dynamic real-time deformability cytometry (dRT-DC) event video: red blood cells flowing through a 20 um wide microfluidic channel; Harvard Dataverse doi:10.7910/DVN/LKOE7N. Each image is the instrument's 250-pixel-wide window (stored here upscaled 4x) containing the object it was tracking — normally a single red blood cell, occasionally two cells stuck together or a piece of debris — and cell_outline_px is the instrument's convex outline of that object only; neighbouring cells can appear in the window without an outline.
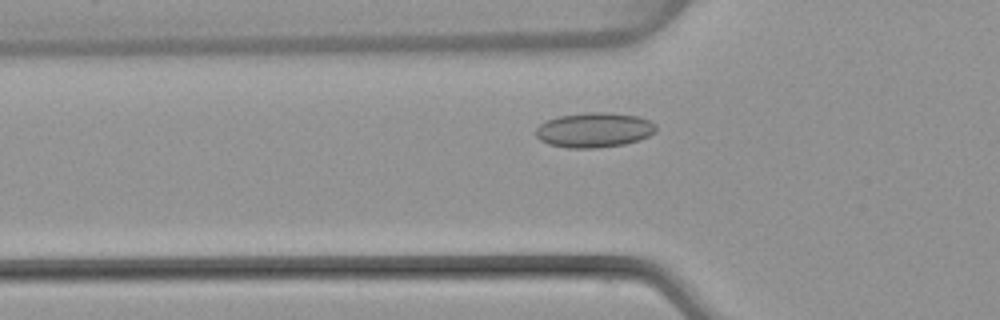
{"species": "common noctule bat (a hibernating species)", "species_latin": "Nyctalus noctula", "temperature_condition": "warm", "stored_images_in_passage": 44, "camera_frame_rate_fps": 3000, "um_per_image_px": 0.085, "animal": {"sex": "female", "body_mass_g": 22.7, "forearm_length_mm": 54.2}, "frame": {"image": 1, "passage_image": 11, "time_ms": 3.333, "image_size_px": [1000, 320], "cell_outline_px": [[656, 132], [640, 140], [624, 144], [596, 148], [568, 148], [548, 144], [540, 140], [536, 136], [536, 128], [540, 124], [548, 120], [560, 116], [588, 112], [604, 112], [636, 116], [648, 120], [656, 124]], "centroid_in_image_um": [50.51, 11.06], "position_along_channel_um": 75.3, "area_um2": 24.33}}
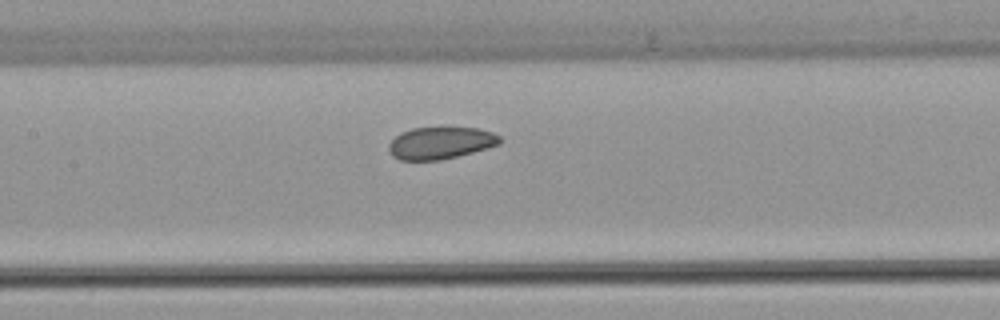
{"frame": {"image": 2, "passage_image": 18, "time_ms": 5.667, "image_size_px": [1000, 320], "cell_outline_px": [[500, 144], [472, 152], [440, 160], [400, 160], [392, 156], [388, 148], [388, 144], [396, 136], [412, 128], [476, 128], [492, 132], [500, 136]], "centroid_in_image_um": [37.43, 12.16], "position_along_channel_um": 170.0, "area_um2": 20.46}}
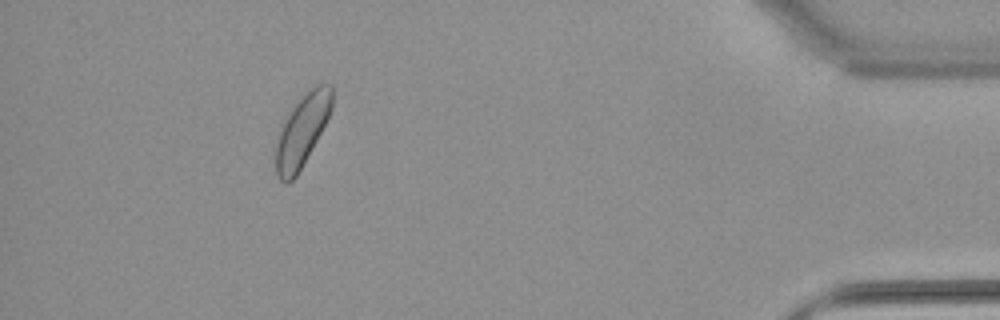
{"frame": {"image": 3, "passage_image": 40, "time_ms": 13.0, "image_size_px": [1000, 320], "cell_outline_px": [[332, 108], [316, 140], [296, 176], [288, 184], [284, 184], [276, 176], [276, 144], [280, 132], [292, 108], [316, 84], [332, 84]], "centroid_in_image_um": [25.67, 11.14], "position_along_channel_um": 409.5, "area_um2": 22.54}, "authors_computed_cell_mechanics": {"area_um2": 22.1952, "velocity_mm_per_s": 4.0342, "shape_relaxation_time_tau1_ms": 9.0788, "shape_relaxation_time_tau2_ms": 5.9247, "deformation_change_tau1": 0.0876, "deformation_change_tau2": 0.1083}}